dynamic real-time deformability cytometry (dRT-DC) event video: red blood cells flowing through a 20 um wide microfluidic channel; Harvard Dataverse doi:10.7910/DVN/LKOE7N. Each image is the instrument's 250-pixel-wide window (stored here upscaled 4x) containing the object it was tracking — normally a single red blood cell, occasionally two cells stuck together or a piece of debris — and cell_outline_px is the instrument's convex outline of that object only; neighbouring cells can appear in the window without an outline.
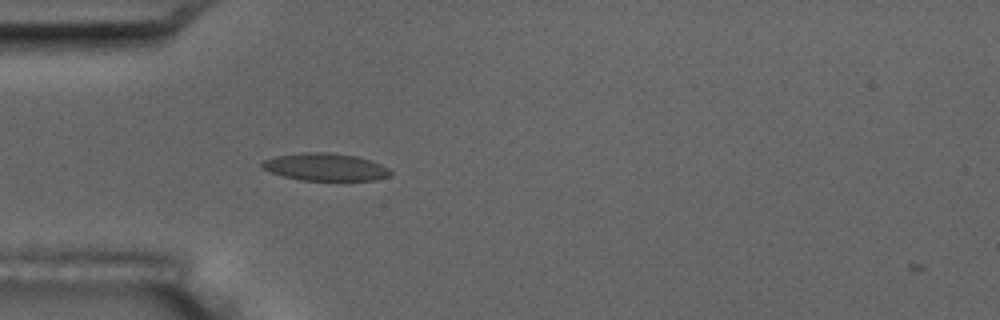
{"species": "common noctule bat (a hibernating species)", "species_latin": "Nyctalus noctula", "temperature_condition": "room temperature", "stored_images_in_passage": 1, "camera_frame_rate_fps": 3000, "um_per_image_px": 0.085, "animal": {"sex": "male", "body_mass_g": 17.5, "forearm_length_mm": 52.3}, "frame": {"image": 1, "passage_image": 1, "time_ms": 0.0, "image_size_px": [1000, 320], "cell_outline_px": [[392, 172], [388, 176], [376, 180], [300, 180], [284, 176], [272, 172], [264, 168], [260, 164], [264, 160], [276, 156], [304, 152], [328, 152], [356, 156], [380, 164], [388, 168]], "centroid_in_image_um": [27.65, 14.19], "position_along_channel_um": 57.3, "area_um2": 20.29}}